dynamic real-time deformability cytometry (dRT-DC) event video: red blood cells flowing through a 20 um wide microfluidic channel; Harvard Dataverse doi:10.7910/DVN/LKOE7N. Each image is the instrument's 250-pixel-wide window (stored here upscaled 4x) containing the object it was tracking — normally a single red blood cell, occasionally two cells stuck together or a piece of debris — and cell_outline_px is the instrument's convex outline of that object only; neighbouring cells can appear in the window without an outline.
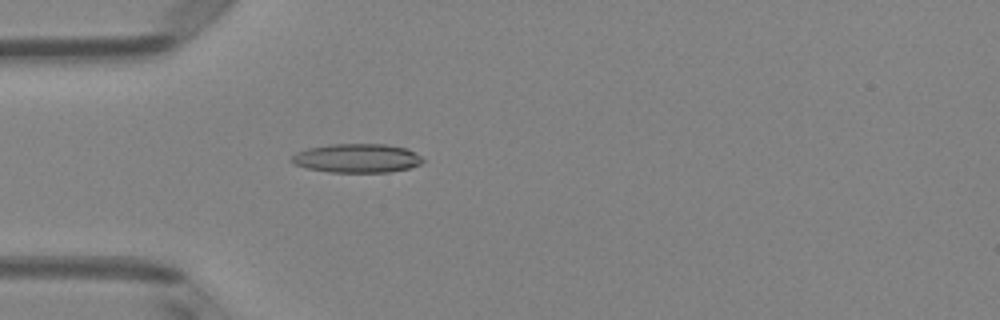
{"species": "Egyptian fruit bat (a non-hibernating species)", "species_latin": "Rousettus aegyptiacus", "temperature_condition": "room temperature", "stored_images_in_passage": 50, "camera_frame_rate_fps": 3000, "um_per_image_px": 0.085, "animal": {"sex": "female"}, "frame": {"image": 1, "passage_image": 15, "time_ms": 4.667, "image_size_px": [1000, 320], "cell_outline_px": [[424, 160], [420, 164], [408, 168], [388, 172], [328, 172], [308, 168], [296, 164], [288, 160], [296, 152], [308, 148], [328, 144], [388, 144], [408, 148], [420, 156]], "centroid_in_image_um": [30.33, 13.44], "position_along_channel_um": 54.7, "area_um2": 22.14}}
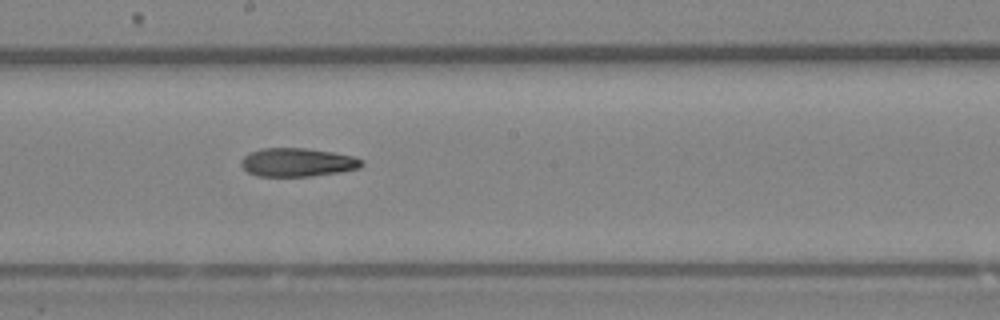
{"frame": {"image": 2, "passage_image": 28, "time_ms": 9.0, "image_size_px": [1000, 320], "cell_outline_px": [[364, 164], [360, 168], [340, 172], [312, 176], [256, 176], [248, 172], [240, 164], [240, 160], [248, 152], [260, 148], [304, 148], [332, 152], [352, 156], [364, 160]], "centroid_in_image_um": [25.27, 13.79], "position_along_channel_um": 222.9, "area_um2": 20.17}}
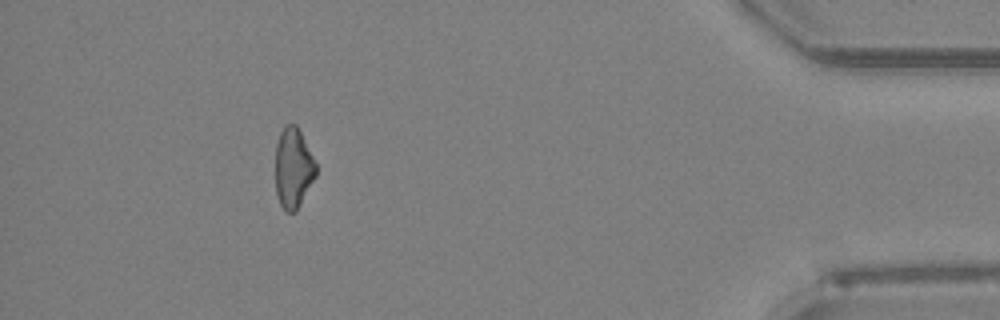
{"frame": {"image": 3, "passage_image": 46, "time_ms": 15.0, "image_size_px": [1000, 320], "cell_outline_px": [[316, 176], [296, 212], [284, 212], [280, 204], [276, 192], [276, 144], [280, 132], [284, 124], [296, 124], [316, 164]], "centroid_in_image_um": [24.91, 14.3], "position_along_channel_um": 410.3, "area_um2": 18.9}, "authors_computed_cell_mechanics": {"area_um2": 20.3745, "velocity_mm_per_s": 4.0444, "shape_relaxation_time_tau1_ms": null, "shape_relaxation_time_tau2_ms": 3.0537, "deformation_change_tau1": null, "deformation_change_tau2": 0.1274}}